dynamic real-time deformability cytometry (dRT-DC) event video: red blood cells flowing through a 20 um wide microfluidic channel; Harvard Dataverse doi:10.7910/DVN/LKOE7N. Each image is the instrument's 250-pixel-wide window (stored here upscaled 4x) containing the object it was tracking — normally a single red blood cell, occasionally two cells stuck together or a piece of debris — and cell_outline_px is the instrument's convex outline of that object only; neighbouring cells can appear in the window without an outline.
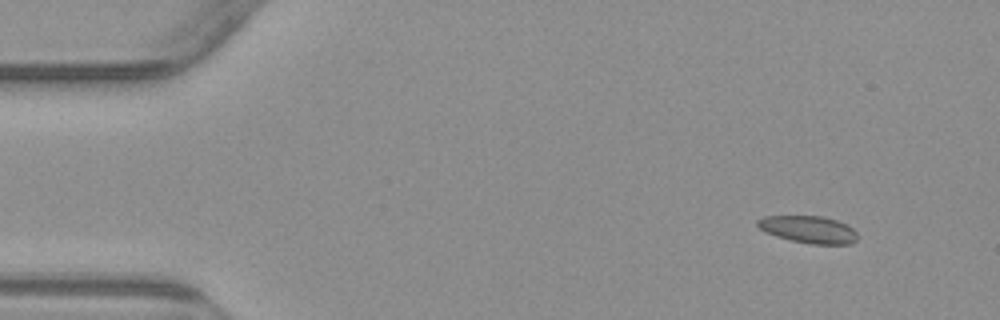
{"species": "common noctule bat (a hibernating species)", "species_latin": "Nyctalus noctula", "temperature_condition": "warm", "stored_images_in_passage": 3, "segment_of_instrument_passage": [1, 2], "camera_frame_rate_fps": 3000, "um_per_image_px": 0.085, "animal": {"sex": "male", "body_mass_g": 23.1, "forearm_length_mm": 52.7}, "frame": {"image": 1, "passage_image": 1, "time_ms": 0.0, "image_size_px": [1000, 320], "cell_outline_px": [[856, 240], [852, 244], [812, 244], [792, 240], [776, 236], [764, 232], [756, 224], [756, 220], [764, 216], [824, 216], [848, 224], [856, 232]], "centroid_in_image_um": [68.72, 19.49], "position_along_channel_um": 16.3, "area_um2": 15.9}}